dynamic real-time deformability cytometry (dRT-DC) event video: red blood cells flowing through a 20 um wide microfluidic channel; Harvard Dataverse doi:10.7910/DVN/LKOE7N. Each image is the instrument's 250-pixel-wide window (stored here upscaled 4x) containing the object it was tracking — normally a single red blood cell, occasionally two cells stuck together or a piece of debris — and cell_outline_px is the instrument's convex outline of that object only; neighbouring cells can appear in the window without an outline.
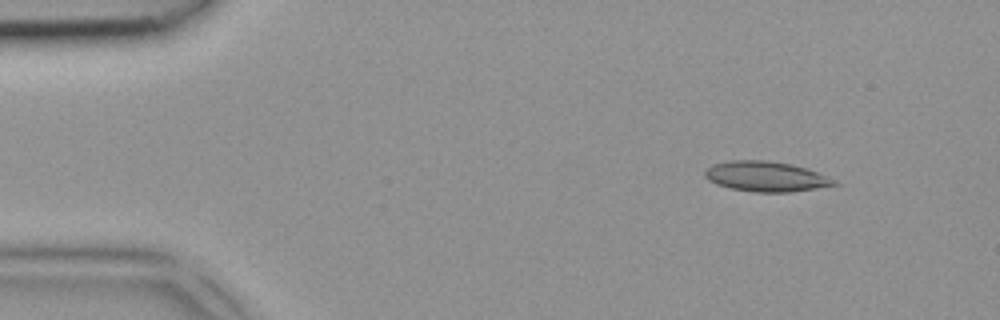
{"species": "common noctule bat (a hibernating species)", "species_latin": "Nyctalus noctula", "temperature_condition": "room temperature", "stored_images_in_passage": 4, "camera_frame_rate_fps": 3000, "um_per_image_px": 0.085, "animal": {"sex": "female", "body_mass_g": 18.4}, "frame": {"image": 1, "passage_image": 2, "time_ms": 0.333, "image_size_px": [1000, 320], "cell_outline_px": [[840, 184], [792, 192], [756, 192], [732, 188], [716, 184], [708, 180], [704, 176], [704, 172], [712, 164], [728, 160], [764, 160], [788, 164], [804, 168], [816, 172]], "centroid_in_image_um": [65.03, 15.0], "position_along_channel_um": 20.0, "area_um2": 22.31}}
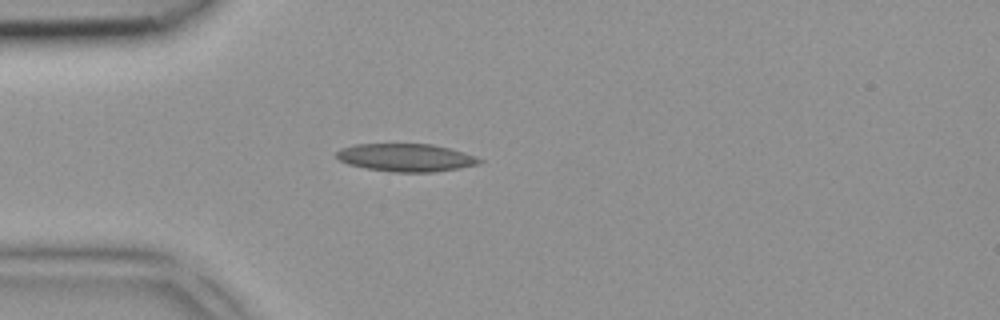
{"frame": {"image": 2, "passage_image": 3, "time_ms": 0.667, "image_size_px": [1000, 320], "cell_outline_px": [[484, 160], [480, 164], [432, 172], [396, 172], [368, 168], [348, 164], [340, 160], [336, 156], [336, 152], [340, 148], [356, 144], [432, 144], [464, 152]], "centroid_in_image_um": [34.5, 13.39], "position_along_channel_um": 50.5, "area_um2": 22.95}}